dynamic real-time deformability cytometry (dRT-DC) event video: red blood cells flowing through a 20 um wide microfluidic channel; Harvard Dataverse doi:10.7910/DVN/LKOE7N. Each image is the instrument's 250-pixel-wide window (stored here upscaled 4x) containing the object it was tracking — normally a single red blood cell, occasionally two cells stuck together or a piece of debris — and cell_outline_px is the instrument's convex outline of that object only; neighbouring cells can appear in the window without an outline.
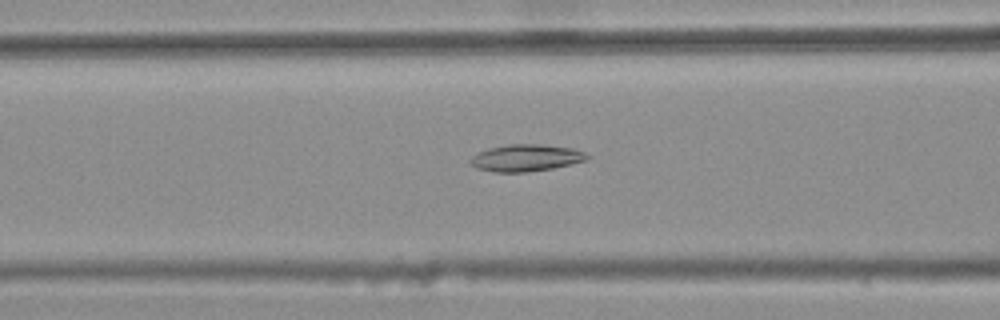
{"species": "common noctule bat (a hibernating species)", "species_latin": "Nyctalus noctula", "temperature_condition": "warm", "stored_images_in_passage": 33, "camera_frame_rate_fps": 3000, "um_per_image_px": 0.085, "animal": {"sex": "female", "body_mass_g": 25.1}, "frame": {"image": 1, "passage_image": 7, "time_ms": 2.0, "image_size_px": [1000, 320], "cell_outline_px": [[588, 160], [572, 164], [552, 168], [524, 172], [492, 172], [476, 168], [468, 164], [468, 160], [476, 152], [488, 148], [508, 144], [540, 144], [572, 148], [584, 152], [588, 156]], "centroid_in_image_um": [44.64, 13.42], "position_along_channel_um": 122.0, "area_um2": 18.5}}
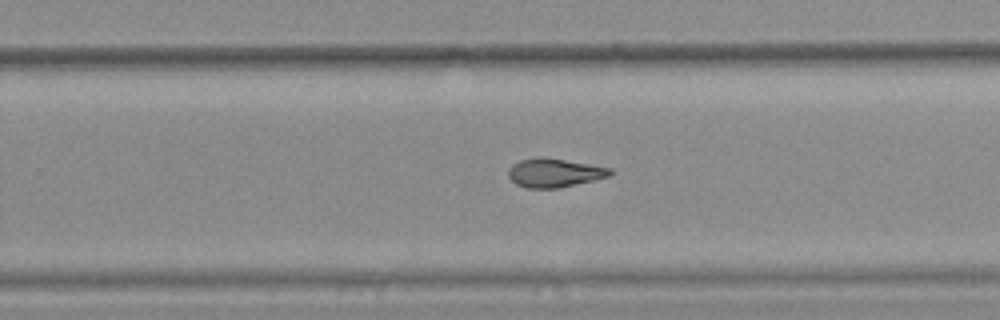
{"frame": {"image": 2, "passage_image": 20, "time_ms": 6.333, "image_size_px": [1000, 320], "cell_outline_px": [[612, 172], [608, 176], [560, 188], [524, 188], [516, 184], [508, 176], [508, 168], [512, 164], [520, 160], [540, 156], [612, 168]], "centroid_in_image_um": [47.06, 14.69], "position_along_channel_um": 282.7, "area_um2": 16.94}}
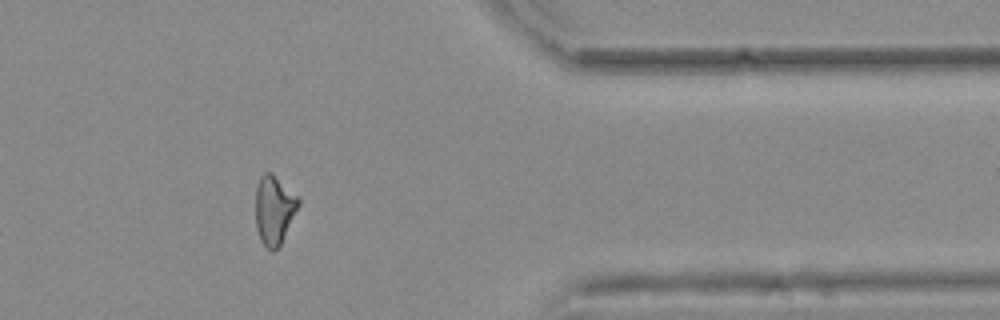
{"frame": {"image": 3, "passage_image": 30, "time_ms": 9.667, "image_size_px": [1000, 320], "cell_outline_px": [[300, 204], [280, 244], [272, 252], [260, 240], [256, 228], [256, 184], [260, 176], [264, 172], [272, 172], [300, 196]], "centroid_in_image_um": [23.31, 17.77], "position_along_channel_um": 388.1, "area_um2": 17.4}, "authors_computed_cell_mechanics": {"area_um2": 17.051, "velocity_mm_per_s": 3.7154, "shape_relaxation_time_tau1_ms": null, "shape_relaxation_time_tau2_ms": 5.4146, "deformation_change_tau1": null, "deformation_change_tau2": 0.1396}}